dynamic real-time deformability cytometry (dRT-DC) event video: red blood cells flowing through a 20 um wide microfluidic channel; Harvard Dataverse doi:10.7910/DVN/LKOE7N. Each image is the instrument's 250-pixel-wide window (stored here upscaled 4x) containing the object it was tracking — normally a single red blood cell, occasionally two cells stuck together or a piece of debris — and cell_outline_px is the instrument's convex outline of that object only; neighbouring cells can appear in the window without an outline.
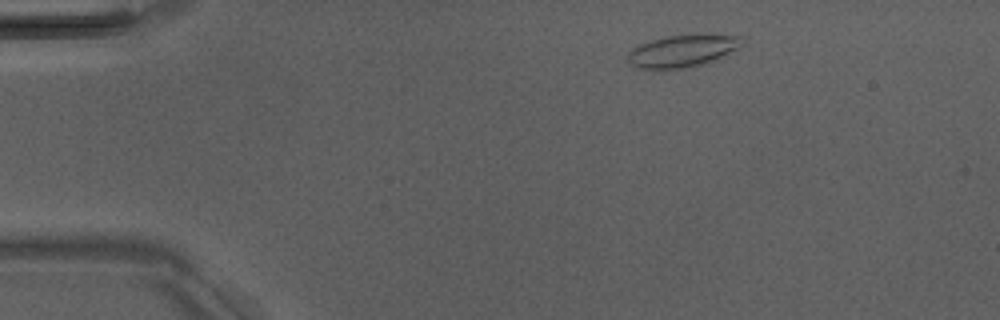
{"species": "Egyptian fruit bat (a non-hibernating species)", "species_latin": "Rousettus aegyptiacus", "temperature_condition": "room temperature", "stored_images_in_passage": 3, "camera_frame_rate_fps": 3000, "um_per_image_px": 0.085, "animal": {"sex": "male"}, "frame": {"image": 1, "passage_image": 1, "time_ms": 0.0, "image_size_px": [1000, 320], "cell_outline_px": [[744, 44], [716, 60], [684, 68], [636, 68], [628, 60], [628, 52], [632, 48], [640, 44], [664, 36], [740, 36]], "centroid_in_image_um": [57.97, 4.34], "position_along_channel_um": 27.0, "area_um2": 20.63}}